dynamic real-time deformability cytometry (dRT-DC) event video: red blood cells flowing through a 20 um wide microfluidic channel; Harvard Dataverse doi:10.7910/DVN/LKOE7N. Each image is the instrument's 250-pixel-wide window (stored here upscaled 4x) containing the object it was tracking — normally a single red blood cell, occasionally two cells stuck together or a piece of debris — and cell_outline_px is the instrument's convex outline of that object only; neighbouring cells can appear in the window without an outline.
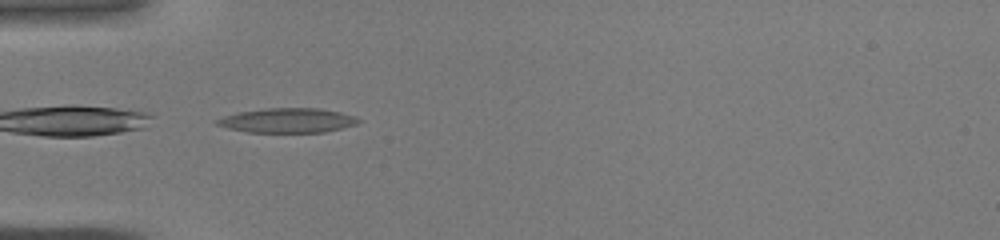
{"species": "common noctule bat (a hibernating species)", "species_latin": "Nyctalus noctula", "temperature_condition": "warm", "stored_images_in_passage": 29, "camera_frame_rate_fps": 3000, "um_per_image_px": 0.085, "animal": {"sex": "male", "body_mass_g": 19.0, "forearm_length_mm": 50.8}, "frame": {"image": 1, "passage_image": 1, "time_ms": 0.0, "image_size_px": [1000, 240], "cell_outline_px": [[364, 120], [356, 124], [324, 132], [248, 132], [228, 128], [216, 124], [216, 120], [224, 116], [240, 112], [268, 108], [320, 108], [340, 112], [356, 116]], "centroid_in_image_um": [24.5, 10.23], "position_along_channel_um": 60.5, "area_um2": 20.11}}
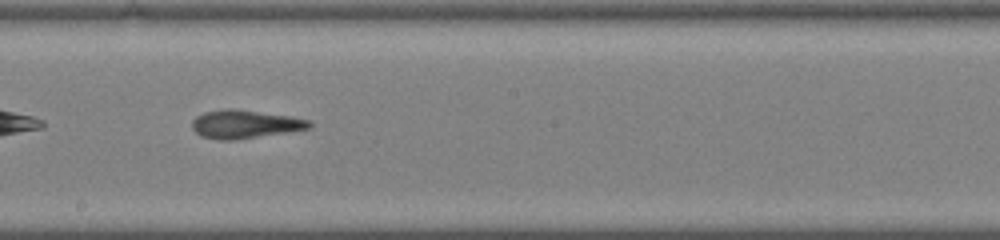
{"frame": {"image": 2, "passage_image": 12, "time_ms": 3.667, "image_size_px": [1000, 240], "cell_outline_px": [[312, 128], [232, 140], [220, 140], [200, 136], [192, 128], [192, 120], [196, 116], [204, 112], [228, 108], [232, 108], [288, 116], [308, 120], [312, 124]], "centroid_in_image_um": [20.77, 10.55], "position_along_channel_um": 227.4, "area_um2": 19.07}}
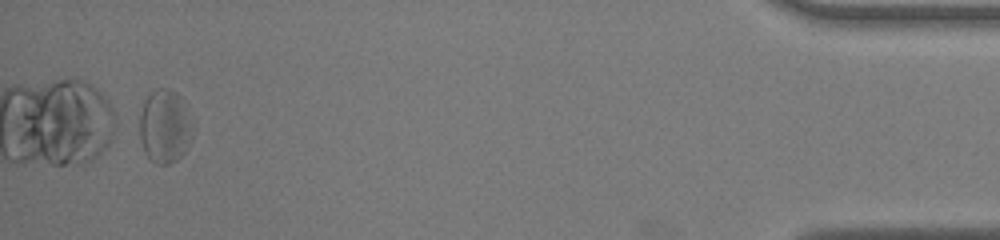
{"frame": {"image": 3, "passage_image": 29, "time_ms": 9.333, "image_size_px": [1000, 240], "cell_outline_px": [[188, 148], [176, 160], [168, 164], [156, 164], [144, 152], [140, 140], [140, 116], [144, 100], [156, 88], [168, 88], [176, 92], [184, 100], [188, 124]], "centroid_in_image_um": [13.94, 10.73], "position_along_channel_um": 421.3, "area_um2": 21.96}}